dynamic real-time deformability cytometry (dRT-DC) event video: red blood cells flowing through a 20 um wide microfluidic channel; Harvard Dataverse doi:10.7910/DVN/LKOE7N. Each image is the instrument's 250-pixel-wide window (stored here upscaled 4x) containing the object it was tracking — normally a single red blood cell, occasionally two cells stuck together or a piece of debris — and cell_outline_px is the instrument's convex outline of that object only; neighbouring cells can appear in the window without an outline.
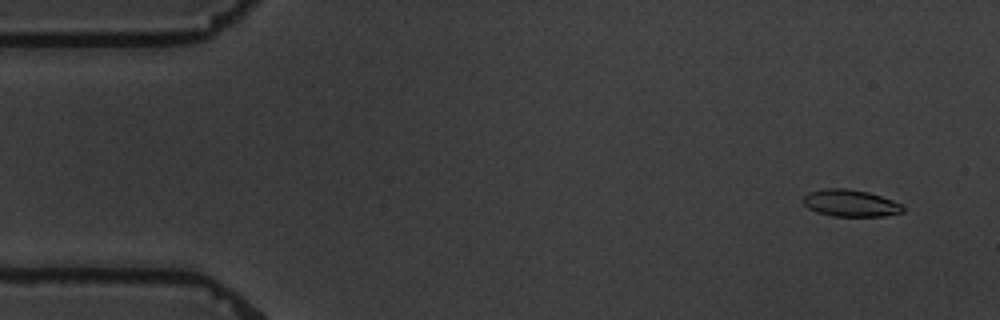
{"species": "common noctule bat (a hibernating species)", "species_latin": "Nyctalus noctula", "temperature_condition": "warm", "stored_images_in_passage": 6, "camera_frame_rate_fps": 3000, "um_per_image_px": 0.085, "animal": {"sex": "male", "body_mass_g": 19.5, "forearm_length_mm": 54.6}, "frame": {"image": 1, "passage_image": 2, "time_ms": 1.0, "image_size_px": [1000, 320], "cell_outline_px": [[904, 212], [884, 216], [832, 216], [816, 212], [808, 208], [804, 204], [804, 196], [808, 192], [824, 188], [848, 188], [868, 192], [904, 204]], "centroid_in_image_um": [72.3, 17.26], "position_along_channel_um": 12.7, "area_um2": 15.78}}